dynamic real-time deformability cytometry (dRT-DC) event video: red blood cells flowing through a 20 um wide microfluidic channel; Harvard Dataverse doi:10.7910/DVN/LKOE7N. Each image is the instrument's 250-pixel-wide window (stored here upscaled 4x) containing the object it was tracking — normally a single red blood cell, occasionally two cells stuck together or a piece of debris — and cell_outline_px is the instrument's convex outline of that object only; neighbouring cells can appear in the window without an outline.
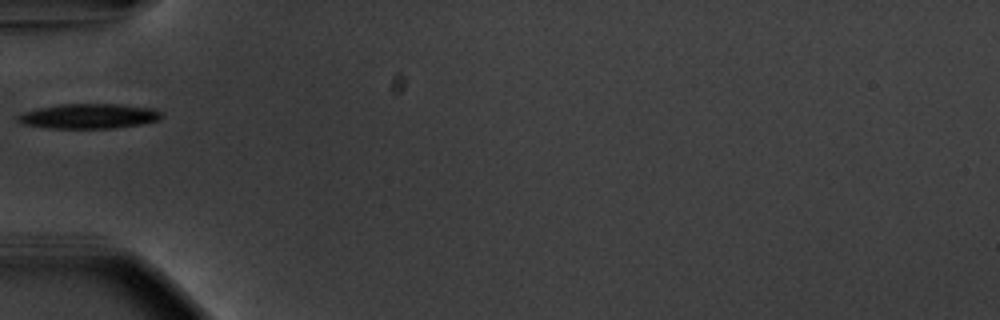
{"species": "common noctule bat (a hibernating species)", "species_latin": "Nyctalus noctula", "temperature_condition": "warm", "stored_images_in_passage": 4, "camera_frame_rate_fps": 3000, "um_per_image_px": 0.085, "animal": {"sex": "male", "body_mass_g": 20.1, "forearm_length_mm": 53.5}, "frame": {"image": 1, "passage_image": 1, "time_ms": 0.0, "image_size_px": [1000, 320], "cell_outline_px": [[164, 116], [160, 120], [140, 124], [116, 128], [48, 128], [20, 124], [16, 120], [16, 116], [24, 112], [36, 108], [60, 104], [120, 104], [156, 108]], "centroid_in_image_um": [7.55, 9.87], "position_along_channel_um": 77.4, "area_um2": 21.15}}